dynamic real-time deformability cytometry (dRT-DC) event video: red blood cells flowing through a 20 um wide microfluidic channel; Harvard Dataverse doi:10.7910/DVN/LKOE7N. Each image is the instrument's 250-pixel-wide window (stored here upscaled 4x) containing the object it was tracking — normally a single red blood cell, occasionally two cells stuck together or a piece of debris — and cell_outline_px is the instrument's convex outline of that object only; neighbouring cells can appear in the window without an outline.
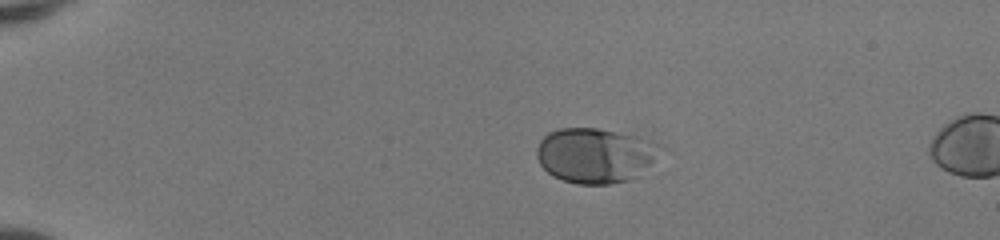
{"species": "human", "species_latin": "Homo sapiens", "temperature_condition": "room temperature", "stored_images_in_passage": 40, "camera_frame_rate_fps": 3000, "um_per_image_px": 0.085, "donor": {"sex": "female"}, "frame": {"image": 1, "passage_image": 1, "time_ms": 0.0, "image_size_px": [1000, 240], "cell_outline_px": [[664, 148], [632, 180], [608, 184], [576, 184], [552, 176], [540, 164], [536, 156], [536, 148], [540, 140], [548, 132], [560, 128], [596, 128], [632, 136], [656, 144]], "centroid_in_image_um": [50.5, 13.22], "position_along_channel_um": 34.5, "area_um2": 38.96}}
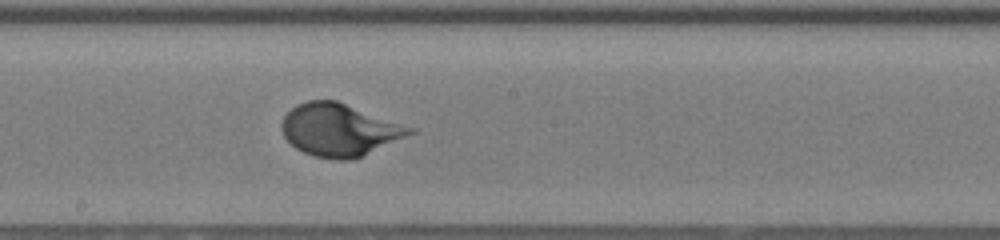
{"frame": {"image": 2, "passage_image": 20, "time_ms": 6.333, "image_size_px": [1000, 240], "cell_outline_px": [[416, 132], [352, 160], [332, 160], [312, 156], [296, 148], [284, 136], [280, 128], [280, 124], [284, 116], [296, 104], [308, 100], [336, 100], [416, 128]], "centroid_in_image_um": [28.84, 11.04], "position_along_channel_um": 219.4, "area_um2": 39.19}}
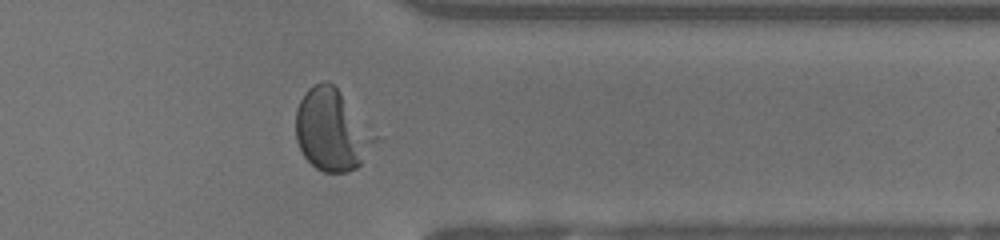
{"frame": {"image": 3, "passage_image": 32, "time_ms": 10.333, "image_size_px": [1000, 240], "cell_outline_px": [[376, 140], [360, 164], [356, 168], [348, 172], [324, 172], [316, 168], [304, 156], [296, 140], [296, 108], [304, 92], [312, 84], [324, 80], [328, 80], [340, 92], [376, 136]], "centroid_in_image_um": [28.15, 11.04], "position_along_channel_um": 383.2, "area_um2": 37.05}}